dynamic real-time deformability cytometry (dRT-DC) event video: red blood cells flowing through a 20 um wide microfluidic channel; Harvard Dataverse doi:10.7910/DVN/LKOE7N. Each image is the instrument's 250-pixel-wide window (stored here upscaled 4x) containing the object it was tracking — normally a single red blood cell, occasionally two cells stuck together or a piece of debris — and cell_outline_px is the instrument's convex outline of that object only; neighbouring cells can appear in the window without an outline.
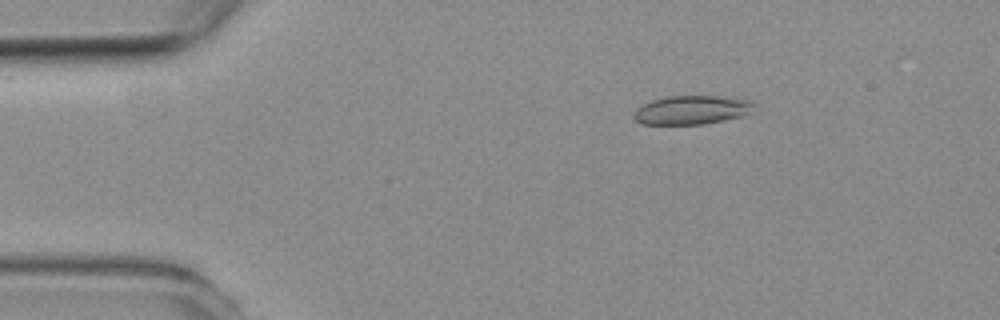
{"species": "common noctule bat (a hibernating species)", "species_latin": "Nyctalus noctula", "temperature_condition": "room temperature", "stored_images_in_passage": 5, "camera_frame_rate_fps": 3000, "um_per_image_px": 0.085, "animal": {"sex": "female", "body_mass_g": 19.3, "forearm_length_mm": 54.1}, "frame": {"image": 1, "passage_image": 2, "time_ms": 1.0, "image_size_px": [1000, 320], "cell_outline_px": [[756, 104], [748, 112], [740, 116], [724, 120], [704, 124], [640, 124], [632, 116], [636, 108], [652, 100], [668, 96], [716, 96], [748, 100]], "centroid_in_image_um": [58.74, 9.35], "position_along_channel_um": 26.3, "area_um2": 19.94}}